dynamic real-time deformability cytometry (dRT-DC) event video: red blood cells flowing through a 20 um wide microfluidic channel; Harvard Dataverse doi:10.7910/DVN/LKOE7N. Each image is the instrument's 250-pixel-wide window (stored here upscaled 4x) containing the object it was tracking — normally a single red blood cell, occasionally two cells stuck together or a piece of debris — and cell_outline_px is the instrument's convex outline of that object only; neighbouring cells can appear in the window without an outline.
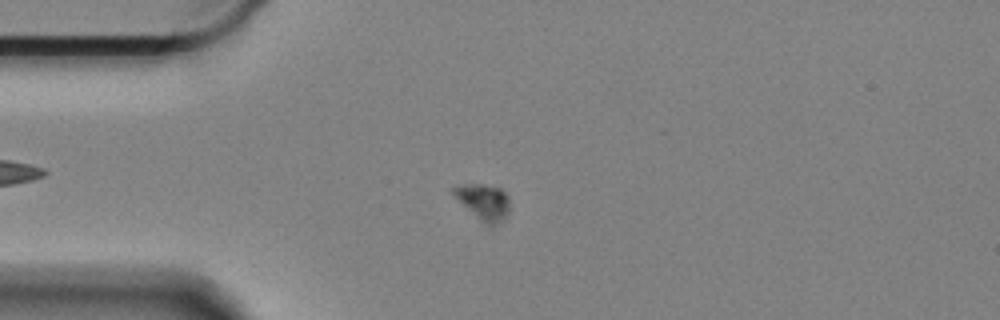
{"species": "Egyptian fruit bat (a non-hibernating species)", "species_latin": "Rousettus aegyptiacus", "temperature_condition": "cold", "stored_images_in_passage": 50, "camera_frame_rate_fps": 3000, "um_per_image_px": 0.085, "animal": {"sex": "female"}, "frame": {"image": 1, "passage_image": 17, "time_ms": 5.333, "image_size_px": [1000, 320], "cell_outline_px": [[508, 216], [492, 228], [488, 228], [452, 192], [452, 188], [464, 184], [484, 184], [500, 188], [508, 196]], "centroid_in_image_um": [41.16, 17.2], "position_along_channel_um": 43.8, "area_um2": 11.56}}
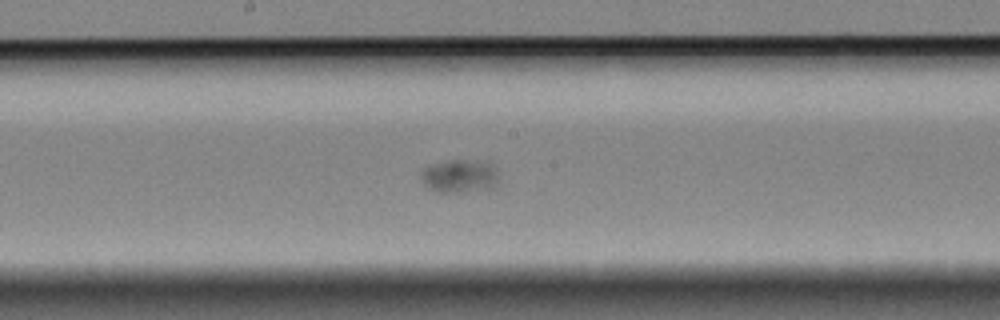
{"frame": {"image": 2, "passage_image": 34, "time_ms": 11.0, "image_size_px": [1000, 320], "cell_outline_px": [[500, 184], [496, 188], [460, 192], [436, 192], [428, 188], [424, 184], [420, 176], [420, 172], [424, 168], [432, 164], [448, 160], [488, 160], [496, 168]], "centroid_in_image_um": [39.13, 14.96], "position_along_channel_um": 209.1, "area_um2": 15.61}}
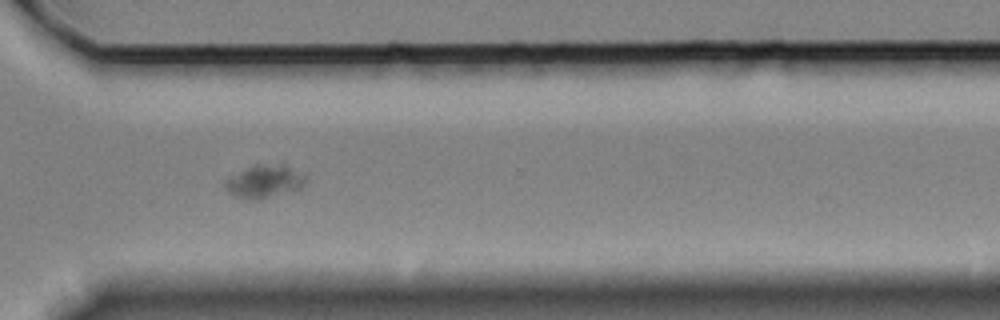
{"frame": {"image": 3, "passage_image": 47, "time_ms": 15.333, "image_size_px": [1000, 320], "cell_outline_px": [[308, 184], [292, 192], [260, 200], [244, 200], [228, 192], [224, 188], [224, 180], [256, 164], [284, 164], [308, 176]], "centroid_in_image_um": [22.54, 15.45], "position_along_channel_um": 348.1, "area_um2": 15.9}}